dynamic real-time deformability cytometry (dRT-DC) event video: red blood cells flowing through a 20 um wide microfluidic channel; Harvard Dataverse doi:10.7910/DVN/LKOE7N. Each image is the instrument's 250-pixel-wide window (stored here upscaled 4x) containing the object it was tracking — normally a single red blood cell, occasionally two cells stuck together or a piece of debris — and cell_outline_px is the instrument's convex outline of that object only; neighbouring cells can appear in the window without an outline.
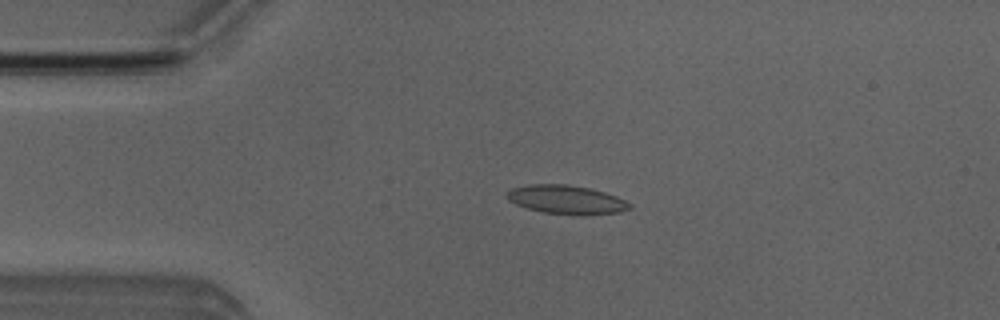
{"species": "Egyptian fruit bat (a non-hibernating species)", "species_latin": "Rousettus aegyptiacus", "temperature_condition": "room temperature", "stored_images_in_passage": 4, "camera_frame_rate_fps": 3000, "um_per_image_px": 0.085, "animal": {"sex": "male"}, "frame": {"image": 1, "passage_image": 4, "time_ms": 3.333, "image_size_px": [1000, 320], "cell_outline_px": [[632, 208], [620, 212], [544, 212], [528, 208], [516, 204], [508, 200], [504, 196], [504, 192], [512, 188], [528, 184], [564, 184], [588, 188], [604, 192], [616, 196], [632, 204]], "centroid_in_image_um": [48.05, 16.91], "position_along_channel_um": 37.0, "area_um2": 19.65}}